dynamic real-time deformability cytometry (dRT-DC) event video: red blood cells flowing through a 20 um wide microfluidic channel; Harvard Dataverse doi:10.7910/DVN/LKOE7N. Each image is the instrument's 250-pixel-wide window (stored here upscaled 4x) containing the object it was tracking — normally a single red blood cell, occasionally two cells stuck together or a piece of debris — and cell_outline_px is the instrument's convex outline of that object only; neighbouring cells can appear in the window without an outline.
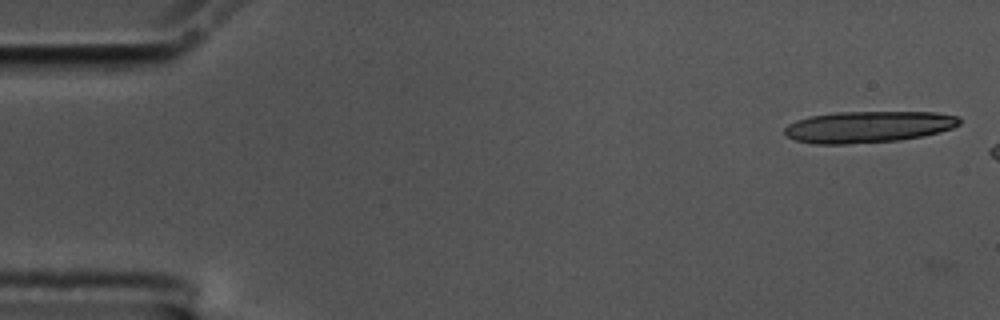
{"species": "common noctule bat (a hibernating species)", "species_latin": "Nyctalus noctula", "temperature_condition": "cold", "stored_images_in_passage": 3, "camera_frame_rate_fps": 3000, "um_per_image_px": 0.085, "animal": {"sex": "male", "body_mass_g": 17.5, "forearm_length_mm": 52.3}, "frame": {"image": 1, "passage_image": 2, "time_ms": 0.333, "image_size_px": [1000, 320], "cell_outline_px": [[960, 124], [952, 128], [940, 132], [924, 136], [900, 140], [848, 144], [812, 144], [796, 140], [784, 136], [784, 128], [788, 124], [796, 120], [808, 116], [836, 112], [936, 112], [960, 116]], "centroid_in_image_um": [73.79, 10.78], "position_along_channel_um": 11.2, "area_um2": 32.48}}